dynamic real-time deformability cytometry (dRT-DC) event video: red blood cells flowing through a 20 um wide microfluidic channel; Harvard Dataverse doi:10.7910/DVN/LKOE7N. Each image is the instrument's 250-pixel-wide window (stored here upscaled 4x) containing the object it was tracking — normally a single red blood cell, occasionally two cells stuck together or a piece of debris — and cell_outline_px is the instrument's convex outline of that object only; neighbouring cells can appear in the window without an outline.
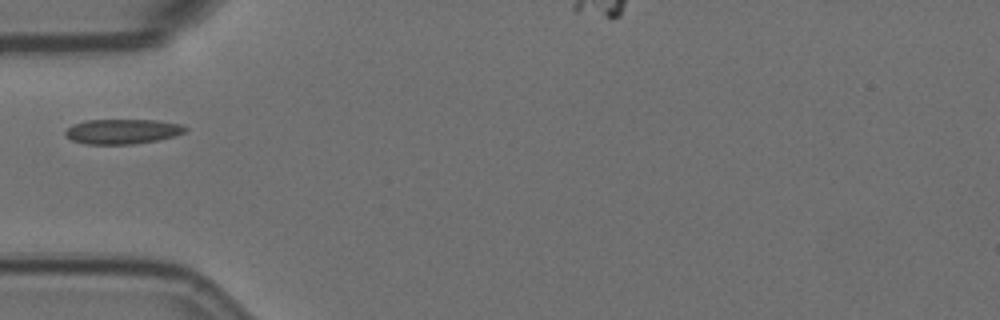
{"species": "Egyptian fruit bat (a non-hibernating species)", "species_latin": "Rousettus aegyptiacus", "temperature_condition": "room temperature", "stored_images_in_passage": 5, "segment_of_instrument_passage": [2, 3], "camera_frame_rate_fps": 3000, "um_per_image_px": 0.085, "animal": {"sex": "female"}, "frame": {"image": 1, "passage_image": 4, "time_ms": 3.667, "image_size_px": [1000, 320], "cell_outline_px": [[188, 128], [184, 132], [172, 136], [156, 140], [132, 144], [84, 144], [72, 140], [64, 136], [64, 132], [72, 124], [84, 120], [156, 120], [184, 124]], "centroid_in_image_um": [10.37, 11.16], "position_along_channel_um": 74.6, "area_um2": 17.46}}